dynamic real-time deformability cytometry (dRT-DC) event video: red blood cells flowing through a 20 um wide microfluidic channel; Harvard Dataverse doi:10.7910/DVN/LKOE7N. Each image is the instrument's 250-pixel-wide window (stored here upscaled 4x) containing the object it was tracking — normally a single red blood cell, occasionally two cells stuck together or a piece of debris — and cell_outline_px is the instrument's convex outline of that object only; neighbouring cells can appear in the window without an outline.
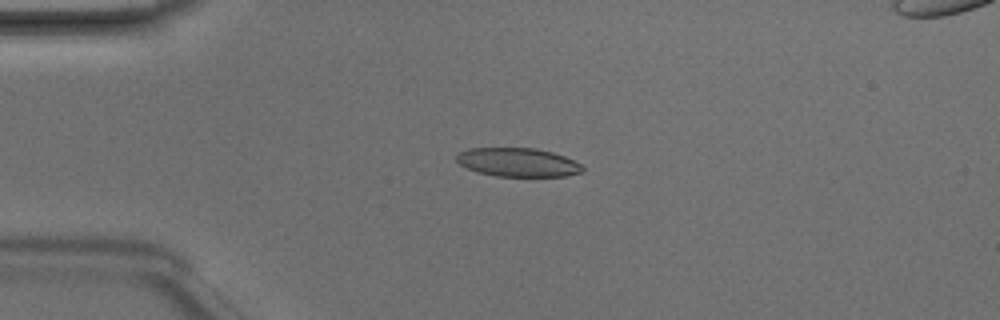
{"species": "Egyptian fruit bat (a non-hibernating species)", "species_latin": "Rousettus aegyptiacus", "temperature_condition": "room temperature", "stored_images_in_passage": 48, "camera_frame_rate_fps": 3000, "um_per_image_px": 0.085, "animal": {"sex": "male"}, "frame": {"image": 1, "passage_image": 12, "time_ms": 3.667, "image_size_px": [1000, 320], "cell_outline_px": [[584, 172], [564, 176], [496, 176], [480, 172], [468, 168], [460, 164], [456, 160], [456, 156], [460, 152], [468, 148], [536, 148], [552, 152], [564, 156], [580, 164], [584, 168]], "centroid_in_image_um": [44.03, 13.79], "position_along_channel_um": 41.0, "area_um2": 20.92}}
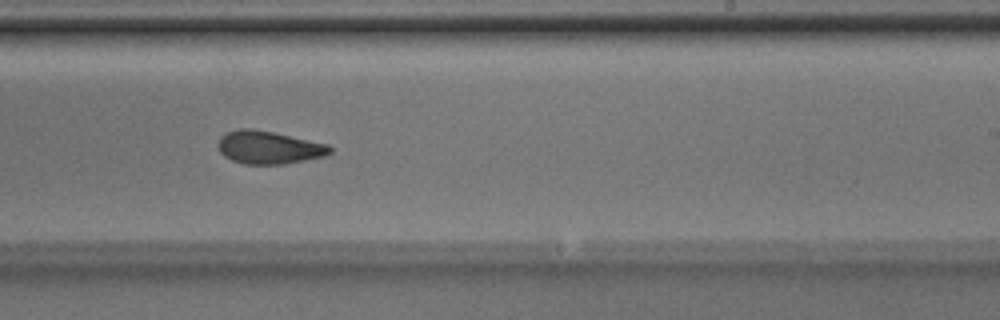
{"frame": {"image": 2, "passage_image": 30, "time_ms": 9.667, "image_size_px": [1000, 320], "cell_outline_px": [[332, 152], [324, 156], [284, 164], [244, 164], [232, 160], [224, 156], [220, 152], [216, 144], [220, 136], [236, 128], [252, 128], [272, 132], [328, 144], [332, 148]], "centroid_in_image_um": [22.81, 12.53], "position_along_channel_um": 266.2, "area_um2": 21.5}}
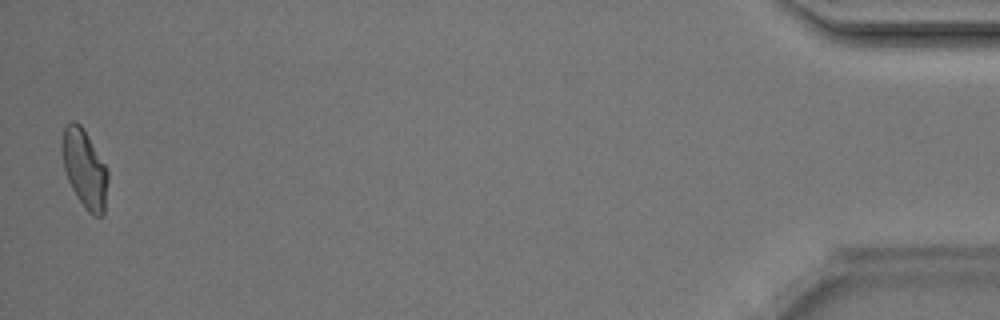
{"frame": {"image": 3, "passage_image": 48, "time_ms": 15.667, "image_size_px": [1000, 320], "cell_outline_px": [[108, 180], [104, 216], [92, 216], [84, 208], [76, 196], [68, 180], [64, 168], [64, 128], [72, 120], [76, 120], [80, 124], [104, 164], [108, 172]], "centroid_in_image_um": [7.23, 14.43], "position_along_channel_um": 428.0, "area_um2": 20.29}, "authors_computed_cell_mechanics": {"area_um2": 21.7039, "velocity_mm_per_s": 4.2146, "shape_relaxation_time_tau1_ms": 3.1705, "shape_relaxation_time_tau2_ms": 2.687, "deformation_change_tau1": 0.1311, "deformation_change_tau2": 0.0916}}